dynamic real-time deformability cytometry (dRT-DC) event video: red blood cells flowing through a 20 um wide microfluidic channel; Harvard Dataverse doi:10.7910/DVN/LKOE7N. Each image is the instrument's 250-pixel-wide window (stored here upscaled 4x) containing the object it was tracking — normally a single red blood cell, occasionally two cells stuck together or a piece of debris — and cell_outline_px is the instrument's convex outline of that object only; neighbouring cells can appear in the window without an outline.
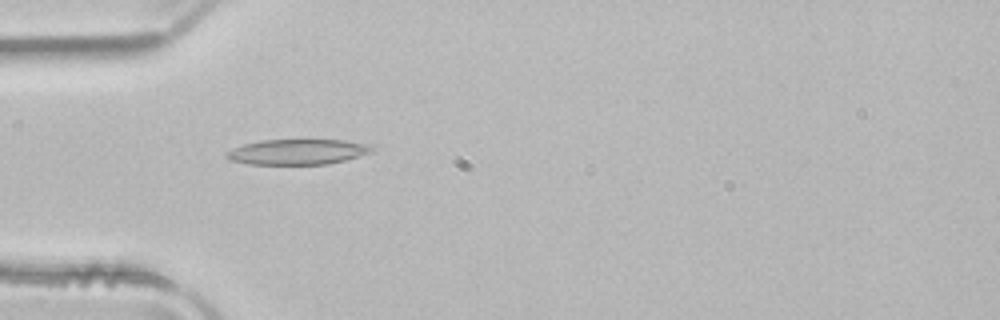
{"species": "common noctule bat (a hibernating species)", "species_latin": "Nyctalus noctula", "temperature_condition": "room temperature", "stored_images_in_passage": 39, "camera_frame_rate_fps": 3000, "um_per_image_px": 0.085, "animal": {"sex": "male", "body_mass_g": 21.5, "forearm_length_mm": 52.0}, "frame": {"image": 1, "passage_image": 3, "time_ms": 0.667, "image_size_px": [1000, 320], "cell_outline_px": [[372, 152], [344, 160], [328, 164], [248, 164], [228, 160], [224, 156], [224, 152], [232, 148], [244, 144], [260, 140], [344, 140], [372, 144]], "centroid_in_image_um": [25.24, 12.9], "position_along_channel_um": 59.8, "area_um2": 21.62}}
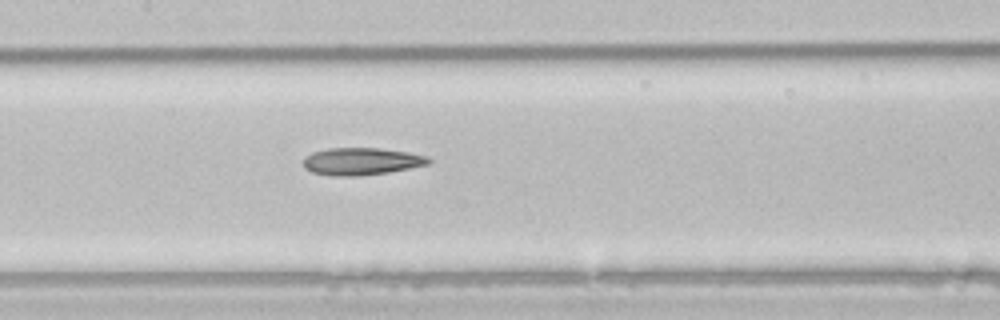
{"frame": {"image": 2, "passage_image": 12, "time_ms": 3.667, "image_size_px": [1000, 320], "cell_outline_px": [[432, 160], [428, 164], [388, 172], [360, 176], [332, 176], [312, 172], [304, 168], [304, 156], [312, 152], [328, 148], [380, 148], [408, 152], [428, 156]], "centroid_in_image_um": [30.7, 13.71], "position_along_channel_um": 176.7, "area_um2": 20.0}}
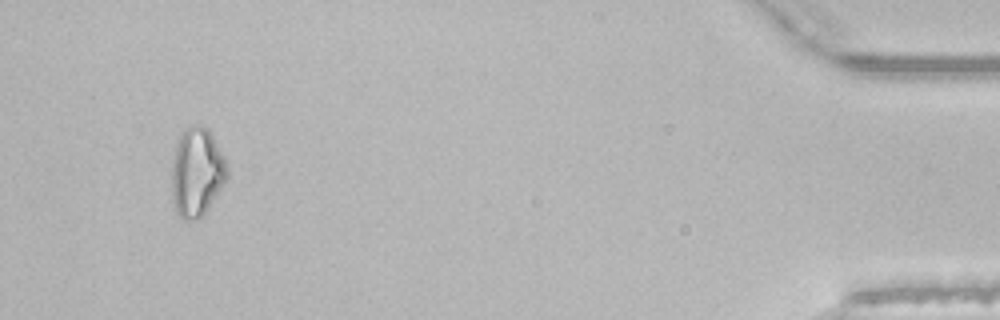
{"frame": {"image": 3, "passage_image": 36, "time_ms": 11.667, "image_size_px": [1000, 320], "cell_outline_px": [[228, 176], [208, 208], [200, 220], [184, 220], [176, 212], [172, 200], [172, 164], [176, 140], [184, 128], [192, 124], [200, 124], [208, 128], [224, 156], [228, 168]], "centroid_in_image_um": [16.71, 14.61], "position_along_channel_um": 418.5, "area_um2": 29.02}, "authors_computed_cell_mechanics": {"area_um2": 20.7502, "velocity_mm_per_s": 3.979, "shape_relaxation_time_tau1_ms": 10.0878, "shape_relaxation_time_tau2_ms": 8.4955, "deformation_change_tau1": 0.2151, "deformation_change_tau2": 0.228}}